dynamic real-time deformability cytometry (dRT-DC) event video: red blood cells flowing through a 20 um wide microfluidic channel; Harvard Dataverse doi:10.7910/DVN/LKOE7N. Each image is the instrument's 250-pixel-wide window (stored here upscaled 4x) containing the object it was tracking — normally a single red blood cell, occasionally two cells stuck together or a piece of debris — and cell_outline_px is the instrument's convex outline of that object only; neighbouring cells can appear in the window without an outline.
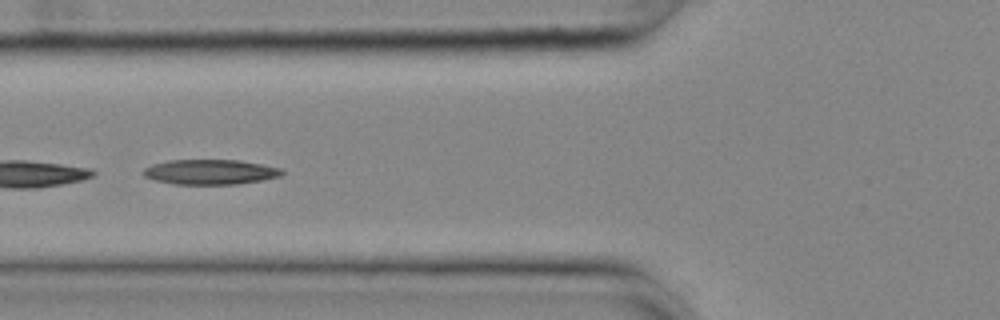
{"species": "common noctule bat (a hibernating species)", "species_latin": "Nyctalus noctula", "temperature_condition": "cold", "stored_images_in_passage": 14, "segment_of_instrument_passage": [2, 2], "camera_frame_rate_fps": 3000, "um_per_image_px": 0.085, "animal": {"sex": "female", "body_mass_g": 25.1}, "frame": {"image": 1, "passage_image": 14, "time_ms": 4.333, "image_size_px": [1000, 320], "cell_outline_px": [[284, 172], [280, 176], [240, 184], [172, 184], [156, 180], [144, 176], [144, 168], [152, 164], [168, 160], [240, 160], [280, 168]], "centroid_in_image_um": [17.85, 14.61], "position_along_channel_um": 107.9, "area_um2": 20.06}}